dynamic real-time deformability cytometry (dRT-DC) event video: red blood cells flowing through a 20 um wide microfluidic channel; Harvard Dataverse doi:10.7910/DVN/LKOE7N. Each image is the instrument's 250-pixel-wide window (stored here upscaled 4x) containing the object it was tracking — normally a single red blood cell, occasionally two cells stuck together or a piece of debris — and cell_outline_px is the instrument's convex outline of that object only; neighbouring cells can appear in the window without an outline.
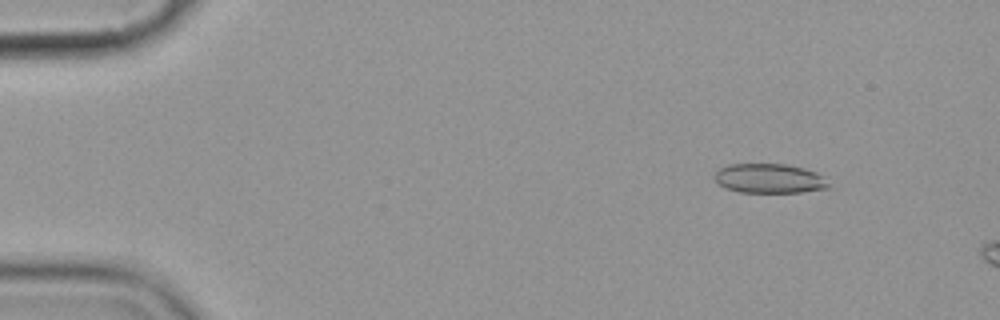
{"species": "common noctule bat (a hibernating species)", "species_latin": "Nyctalus noctula", "temperature_condition": "cold", "stored_images_in_passage": 5, "camera_frame_rate_fps": 3000, "um_per_image_px": 0.085, "animal": {"sex": "female", "body_mass_g": 19.9}, "frame": {"image": 1, "passage_image": 2, "time_ms": 1.333, "image_size_px": [1000, 320], "cell_outline_px": [[832, 188], [804, 192], [740, 192], [724, 188], [712, 176], [720, 168], [728, 164], [784, 164], [804, 168], [816, 172]], "centroid_in_image_um": [65.37, 15.17], "position_along_channel_um": 19.6, "area_um2": 19.54}}